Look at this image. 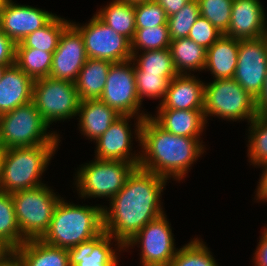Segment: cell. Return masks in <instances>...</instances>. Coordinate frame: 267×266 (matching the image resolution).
<instances>
[{
  "label": "cell",
  "instance_id": "6da1fadb",
  "mask_svg": "<svg viewBox=\"0 0 267 266\" xmlns=\"http://www.w3.org/2000/svg\"><path fill=\"white\" fill-rule=\"evenodd\" d=\"M167 180L138 166L109 207L103 206V230L114 238L117 248H124L148 222L165 213L160 197Z\"/></svg>",
  "mask_w": 267,
  "mask_h": 266
},
{
  "label": "cell",
  "instance_id": "7a4b0ae2",
  "mask_svg": "<svg viewBox=\"0 0 267 266\" xmlns=\"http://www.w3.org/2000/svg\"><path fill=\"white\" fill-rule=\"evenodd\" d=\"M200 138L177 136L160 127L151 116L140 128V161L138 166L166 179L180 181L194 162L205 152ZM189 169V170H188Z\"/></svg>",
  "mask_w": 267,
  "mask_h": 266
},
{
  "label": "cell",
  "instance_id": "3957f363",
  "mask_svg": "<svg viewBox=\"0 0 267 266\" xmlns=\"http://www.w3.org/2000/svg\"><path fill=\"white\" fill-rule=\"evenodd\" d=\"M103 231V206H81L61 198L42 241L70 249Z\"/></svg>",
  "mask_w": 267,
  "mask_h": 266
},
{
  "label": "cell",
  "instance_id": "277c9868",
  "mask_svg": "<svg viewBox=\"0 0 267 266\" xmlns=\"http://www.w3.org/2000/svg\"><path fill=\"white\" fill-rule=\"evenodd\" d=\"M59 145L5 149L0 190L13 193L43 185L40 180Z\"/></svg>",
  "mask_w": 267,
  "mask_h": 266
},
{
  "label": "cell",
  "instance_id": "5b68a950",
  "mask_svg": "<svg viewBox=\"0 0 267 266\" xmlns=\"http://www.w3.org/2000/svg\"><path fill=\"white\" fill-rule=\"evenodd\" d=\"M44 121L33 101L0 115V147L2 149L59 145L60 135L47 132Z\"/></svg>",
  "mask_w": 267,
  "mask_h": 266
},
{
  "label": "cell",
  "instance_id": "8992f818",
  "mask_svg": "<svg viewBox=\"0 0 267 266\" xmlns=\"http://www.w3.org/2000/svg\"><path fill=\"white\" fill-rule=\"evenodd\" d=\"M41 186L11 193L17 224L25 240L41 239L50 226L60 195Z\"/></svg>",
  "mask_w": 267,
  "mask_h": 266
},
{
  "label": "cell",
  "instance_id": "52a82bcc",
  "mask_svg": "<svg viewBox=\"0 0 267 266\" xmlns=\"http://www.w3.org/2000/svg\"><path fill=\"white\" fill-rule=\"evenodd\" d=\"M204 117L209 116L223 120L252 121L257 115L256 99L240 84L231 79H215L204 87Z\"/></svg>",
  "mask_w": 267,
  "mask_h": 266
},
{
  "label": "cell",
  "instance_id": "ba28073f",
  "mask_svg": "<svg viewBox=\"0 0 267 266\" xmlns=\"http://www.w3.org/2000/svg\"><path fill=\"white\" fill-rule=\"evenodd\" d=\"M138 164L125 161L94 159L81 165L75 184L81 198H109L110 201L125 185Z\"/></svg>",
  "mask_w": 267,
  "mask_h": 266
},
{
  "label": "cell",
  "instance_id": "9c48e42d",
  "mask_svg": "<svg viewBox=\"0 0 267 266\" xmlns=\"http://www.w3.org/2000/svg\"><path fill=\"white\" fill-rule=\"evenodd\" d=\"M32 101L49 126L76 117L80 103L75 83L50 76L34 80Z\"/></svg>",
  "mask_w": 267,
  "mask_h": 266
},
{
  "label": "cell",
  "instance_id": "30bf717a",
  "mask_svg": "<svg viewBox=\"0 0 267 266\" xmlns=\"http://www.w3.org/2000/svg\"><path fill=\"white\" fill-rule=\"evenodd\" d=\"M165 213L148 222L130 241L124 246L133 248L141 246L140 263L142 266H169L175 254L179 250L175 248V239L171 224Z\"/></svg>",
  "mask_w": 267,
  "mask_h": 266
},
{
  "label": "cell",
  "instance_id": "8fae6325",
  "mask_svg": "<svg viewBox=\"0 0 267 266\" xmlns=\"http://www.w3.org/2000/svg\"><path fill=\"white\" fill-rule=\"evenodd\" d=\"M83 37L87 58L110 61L112 63L130 60L131 41L117 33L94 15L88 23L71 22Z\"/></svg>",
  "mask_w": 267,
  "mask_h": 266
},
{
  "label": "cell",
  "instance_id": "7c38bea8",
  "mask_svg": "<svg viewBox=\"0 0 267 266\" xmlns=\"http://www.w3.org/2000/svg\"><path fill=\"white\" fill-rule=\"evenodd\" d=\"M99 100L114 108L120 115H133L141 118L149 116L143 110V114L139 113L142 103L136 90L134 62L131 59L111 64Z\"/></svg>",
  "mask_w": 267,
  "mask_h": 266
},
{
  "label": "cell",
  "instance_id": "4fadbf2b",
  "mask_svg": "<svg viewBox=\"0 0 267 266\" xmlns=\"http://www.w3.org/2000/svg\"><path fill=\"white\" fill-rule=\"evenodd\" d=\"M133 117H137L134 123L136 126L134 132L136 133V141H139L140 145V128L144 118L133 115H121L119 116L104 132L96 142L95 158L99 160L110 161H125L132 164H139L140 155L138 153L131 152L133 140V133L131 131L130 120ZM130 119V120H129ZM132 144V145H131Z\"/></svg>",
  "mask_w": 267,
  "mask_h": 266
},
{
  "label": "cell",
  "instance_id": "5bb4252c",
  "mask_svg": "<svg viewBox=\"0 0 267 266\" xmlns=\"http://www.w3.org/2000/svg\"><path fill=\"white\" fill-rule=\"evenodd\" d=\"M267 71V35L239 40L238 61L233 77L255 99L262 93Z\"/></svg>",
  "mask_w": 267,
  "mask_h": 266
},
{
  "label": "cell",
  "instance_id": "9a60e30c",
  "mask_svg": "<svg viewBox=\"0 0 267 266\" xmlns=\"http://www.w3.org/2000/svg\"><path fill=\"white\" fill-rule=\"evenodd\" d=\"M87 60L84 40L79 30L70 22L62 31L57 49L53 52L49 76L75 83Z\"/></svg>",
  "mask_w": 267,
  "mask_h": 266
},
{
  "label": "cell",
  "instance_id": "2e32d148",
  "mask_svg": "<svg viewBox=\"0 0 267 266\" xmlns=\"http://www.w3.org/2000/svg\"><path fill=\"white\" fill-rule=\"evenodd\" d=\"M56 14L10 0L0 10V30L15 43L45 26Z\"/></svg>",
  "mask_w": 267,
  "mask_h": 266
},
{
  "label": "cell",
  "instance_id": "e0dca14e",
  "mask_svg": "<svg viewBox=\"0 0 267 266\" xmlns=\"http://www.w3.org/2000/svg\"><path fill=\"white\" fill-rule=\"evenodd\" d=\"M259 0H233L230 25L224 33L238 40L258 39L267 35V21Z\"/></svg>",
  "mask_w": 267,
  "mask_h": 266
},
{
  "label": "cell",
  "instance_id": "ac0fdd59",
  "mask_svg": "<svg viewBox=\"0 0 267 266\" xmlns=\"http://www.w3.org/2000/svg\"><path fill=\"white\" fill-rule=\"evenodd\" d=\"M204 87L194 74H178L170 81L158 109L203 110Z\"/></svg>",
  "mask_w": 267,
  "mask_h": 266
},
{
  "label": "cell",
  "instance_id": "d6986e66",
  "mask_svg": "<svg viewBox=\"0 0 267 266\" xmlns=\"http://www.w3.org/2000/svg\"><path fill=\"white\" fill-rule=\"evenodd\" d=\"M112 239L103 230L94 238L68 249L69 266H117L119 256L116 251H124V248L113 249Z\"/></svg>",
  "mask_w": 267,
  "mask_h": 266
},
{
  "label": "cell",
  "instance_id": "ffe728a7",
  "mask_svg": "<svg viewBox=\"0 0 267 266\" xmlns=\"http://www.w3.org/2000/svg\"><path fill=\"white\" fill-rule=\"evenodd\" d=\"M33 82L16 64L8 66L0 80V115L31 102Z\"/></svg>",
  "mask_w": 267,
  "mask_h": 266
},
{
  "label": "cell",
  "instance_id": "44dd1931",
  "mask_svg": "<svg viewBox=\"0 0 267 266\" xmlns=\"http://www.w3.org/2000/svg\"><path fill=\"white\" fill-rule=\"evenodd\" d=\"M151 118L166 131L177 136L201 138L206 129L203 110L158 109Z\"/></svg>",
  "mask_w": 267,
  "mask_h": 266
},
{
  "label": "cell",
  "instance_id": "7402d4cb",
  "mask_svg": "<svg viewBox=\"0 0 267 266\" xmlns=\"http://www.w3.org/2000/svg\"><path fill=\"white\" fill-rule=\"evenodd\" d=\"M81 135L95 142L121 116L114 108L99 99L82 100L77 112Z\"/></svg>",
  "mask_w": 267,
  "mask_h": 266
},
{
  "label": "cell",
  "instance_id": "603a6c76",
  "mask_svg": "<svg viewBox=\"0 0 267 266\" xmlns=\"http://www.w3.org/2000/svg\"><path fill=\"white\" fill-rule=\"evenodd\" d=\"M239 40L223 34L206 50V64L215 79H231L235 75L238 61Z\"/></svg>",
  "mask_w": 267,
  "mask_h": 266
},
{
  "label": "cell",
  "instance_id": "cb8c5ba5",
  "mask_svg": "<svg viewBox=\"0 0 267 266\" xmlns=\"http://www.w3.org/2000/svg\"><path fill=\"white\" fill-rule=\"evenodd\" d=\"M13 252L20 266H69L67 249L50 245L41 239L26 240Z\"/></svg>",
  "mask_w": 267,
  "mask_h": 266
},
{
  "label": "cell",
  "instance_id": "d4e9b609",
  "mask_svg": "<svg viewBox=\"0 0 267 266\" xmlns=\"http://www.w3.org/2000/svg\"><path fill=\"white\" fill-rule=\"evenodd\" d=\"M111 64L110 61L87 58L75 81L80 101L100 98Z\"/></svg>",
  "mask_w": 267,
  "mask_h": 266
},
{
  "label": "cell",
  "instance_id": "484cf974",
  "mask_svg": "<svg viewBox=\"0 0 267 266\" xmlns=\"http://www.w3.org/2000/svg\"><path fill=\"white\" fill-rule=\"evenodd\" d=\"M169 50L178 74L190 75L192 71L204 70L206 49L188 37L171 40Z\"/></svg>",
  "mask_w": 267,
  "mask_h": 266
},
{
  "label": "cell",
  "instance_id": "4316f807",
  "mask_svg": "<svg viewBox=\"0 0 267 266\" xmlns=\"http://www.w3.org/2000/svg\"><path fill=\"white\" fill-rule=\"evenodd\" d=\"M102 22L130 41L136 31L134 4L121 0H112L95 14Z\"/></svg>",
  "mask_w": 267,
  "mask_h": 266
},
{
  "label": "cell",
  "instance_id": "83f0119b",
  "mask_svg": "<svg viewBox=\"0 0 267 266\" xmlns=\"http://www.w3.org/2000/svg\"><path fill=\"white\" fill-rule=\"evenodd\" d=\"M71 21L55 15L45 26L37 29L16 43V48H35L49 53L57 49L63 29Z\"/></svg>",
  "mask_w": 267,
  "mask_h": 266
},
{
  "label": "cell",
  "instance_id": "f1b7e54d",
  "mask_svg": "<svg viewBox=\"0 0 267 266\" xmlns=\"http://www.w3.org/2000/svg\"><path fill=\"white\" fill-rule=\"evenodd\" d=\"M0 241L11 251L19 248L26 240L23 238L15 216L11 193L0 190Z\"/></svg>",
  "mask_w": 267,
  "mask_h": 266
},
{
  "label": "cell",
  "instance_id": "f546056e",
  "mask_svg": "<svg viewBox=\"0 0 267 266\" xmlns=\"http://www.w3.org/2000/svg\"><path fill=\"white\" fill-rule=\"evenodd\" d=\"M138 53V51L132 53L131 57L134 71H143L145 74L178 75L169 48Z\"/></svg>",
  "mask_w": 267,
  "mask_h": 266
},
{
  "label": "cell",
  "instance_id": "4dcf8cb0",
  "mask_svg": "<svg viewBox=\"0 0 267 266\" xmlns=\"http://www.w3.org/2000/svg\"><path fill=\"white\" fill-rule=\"evenodd\" d=\"M53 53L35 48H16L15 64L33 80L48 77Z\"/></svg>",
  "mask_w": 267,
  "mask_h": 266
},
{
  "label": "cell",
  "instance_id": "1f68e13d",
  "mask_svg": "<svg viewBox=\"0 0 267 266\" xmlns=\"http://www.w3.org/2000/svg\"><path fill=\"white\" fill-rule=\"evenodd\" d=\"M248 158L254 166L267 164V116L257 115L249 122Z\"/></svg>",
  "mask_w": 267,
  "mask_h": 266
},
{
  "label": "cell",
  "instance_id": "d6a6232c",
  "mask_svg": "<svg viewBox=\"0 0 267 266\" xmlns=\"http://www.w3.org/2000/svg\"><path fill=\"white\" fill-rule=\"evenodd\" d=\"M209 248L200 238H193L175 254L169 266H218Z\"/></svg>",
  "mask_w": 267,
  "mask_h": 266
},
{
  "label": "cell",
  "instance_id": "836d02e7",
  "mask_svg": "<svg viewBox=\"0 0 267 266\" xmlns=\"http://www.w3.org/2000/svg\"><path fill=\"white\" fill-rule=\"evenodd\" d=\"M171 37L169 34L168 24L136 29L133 39L131 40V51L136 53L137 50H157L169 48Z\"/></svg>",
  "mask_w": 267,
  "mask_h": 266
},
{
  "label": "cell",
  "instance_id": "e575fe53",
  "mask_svg": "<svg viewBox=\"0 0 267 266\" xmlns=\"http://www.w3.org/2000/svg\"><path fill=\"white\" fill-rule=\"evenodd\" d=\"M136 90L140 102L144 97L164 100L170 81L177 75L145 74L143 71H134Z\"/></svg>",
  "mask_w": 267,
  "mask_h": 266
},
{
  "label": "cell",
  "instance_id": "d590c367",
  "mask_svg": "<svg viewBox=\"0 0 267 266\" xmlns=\"http://www.w3.org/2000/svg\"><path fill=\"white\" fill-rule=\"evenodd\" d=\"M199 16L198 1L190 0L181 10L168 17L167 24L171 40L187 38Z\"/></svg>",
  "mask_w": 267,
  "mask_h": 266
},
{
  "label": "cell",
  "instance_id": "8d00e7d4",
  "mask_svg": "<svg viewBox=\"0 0 267 266\" xmlns=\"http://www.w3.org/2000/svg\"><path fill=\"white\" fill-rule=\"evenodd\" d=\"M200 15L208 19L222 34L230 25L233 0H197Z\"/></svg>",
  "mask_w": 267,
  "mask_h": 266
},
{
  "label": "cell",
  "instance_id": "74e56055",
  "mask_svg": "<svg viewBox=\"0 0 267 266\" xmlns=\"http://www.w3.org/2000/svg\"><path fill=\"white\" fill-rule=\"evenodd\" d=\"M136 29L167 24L168 17L164 9L155 1L149 0L134 4Z\"/></svg>",
  "mask_w": 267,
  "mask_h": 266
},
{
  "label": "cell",
  "instance_id": "f35d334b",
  "mask_svg": "<svg viewBox=\"0 0 267 266\" xmlns=\"http://www.w3.org/2000/svg\"><path fill=\"white\" fill-rule=\"evenodd\" d=\"M222 35L208 19L200 15L192 26L188 38L207 50Z\"/></svg>",
  "mask_w": 267,
  "mask_h": 266
},
{
  "label": "cell",
  "instance_id": "ab89813d",
  "mask_svg": "<svg viewBox=\"0 0 267 266\" xmlns=\"http://www.w3.org/2000/svg\"><path fill=\"white\" fill-rule=\"evenodd\" d=\"M16 43L0 30V65L15 64Z\"/></svg>",
  "mask_w": 267,
  "mask_h": 266
},
{
  "label": "cell",
  "instance_id": "60d3db41",
  "mask_svg": "<svg viewBox=\"0 0 267 266\" xmlns=\"http://www.w3.org/2000/svg\"><path fill=\"white\" fill-rule=\"evenodd\" d=\"M261 232L262 236L260 237L258 246L254 253V265L255 266H267V228L263 229Z\"/></svg>",
  "mask_w": 267,
  "mask_h": 266
},
{
  "label": "cell",
  "instance_id": "b9f144b4",
  "mask_svg": "<svg viewBox=\"0 0 267 266\" xmlns=\"http://www.w3.org/2000/svg\"><path fill=\"white\" fill-rule=\"evenodd\" d=\"M170 17L181 10L190 0H155Z\"/></svg>",
  "mask_w": 267,
  "mask_h": 266
},
{
  "label": "cell",
  "instance_id": "7bdbcfd3",
  "mask_svg": "<svg viewBox=\"0 0 267 266\" xmlns=\"http://www.w3.org/2000/svg\"><path fill=\"white\" fill-rule=\"evenodd\" d=\"M264 167V168H263ZM262 175L256 191V200L267 202V164L261 165Z\"/></svg>",
  "mask_w": 267,
  "mask_h": 266
},
{
  "label": "cell",
  "instance_id": "ee69618b",
  "mask_svg": "<svg viewBox=\"0 0 267 266\" xmlns=\"http://www.w3.org/2000/svg\"><path fill=\"white\" fill-rule=\"evenodd\" d=\"M256 106L258 115H265L267 116V71L264 80V85L262 88V93L256 99Z\"/></svg>",
  "mask_w": 267,
  "mask_h": 266
},
{
  "label": "cell",
  "instance_id": "f6af8a7d",
  "mask_svg": "<svg viewBox=\"0 0 267 266\" xmlns=\"http://www.w3.org/2000/svg\"><path fill=\"white\" fill-rule=\"evenodd\" d=\"M0 266H20L19 261L13 251L0 261Z\"/></svg>",
  "mask_w": 267,
  "mask_h": 266
},
{
  "label": "cell",
  "instance_id": "bcb514c9",
  "mask_svg": "<svg viewBox=\"0 0 267 266\" xmlns=\"http://www.w3.org/2000/svg\"><path fill=\"white\" fill-rule=\"evenodd\" d=\"M10 252L11 250L0 241V261L4 259Z\"/></svg>",
  "mask_w": 267,
  "mask_h": 266
},
{
  "label": "cell",
  "instance_id": "7dc6e473",
  "mask_svg": "<svg viewBox=\"0 0 267 266\" xmlns=\"http://www.w3.org/2000/svg\"><path fill=\"white\" fill-rule=\"evenodd\" d=\"M3 155H4V149L0 147V182H1V174H2Z\"/></svg>",
  "mask_w": 267,
  "mask_h": 266
},
{
  "label": "cell",
  "instance_id": "c3c4849f",
  "mask_svg": "<svg viewBox=\"0 0 267 266\" xmlns=\"http://www.w3.org/2000/svg\"><path fill=\"white\" fill-rule=\"evenodd\" d=\"M121 1L129 2L131 4H136V3L145 2L149 0H121Z\"/></svg>",
  "mask_w": 267,
  "mask_h": 266
},
{
  "label": "cell",
  "instance_id": "681fc988",
  "mask_svg": "<svg viewBox=\"0 0 267 266\" xmlns=\"http://www.w3.org/2000/svg\"><path fill=\"white\" fill-rule=\"evenodd\" d=\"M7 67H8V66L0 65V80H1L2 75H3V73H4V71H5V69H6Z\"/></svg>",
  "mask_w": 267,
  "mask_h": 266
},
{
  "label": "cell",
  "instance_id": "f907efd6",
  "mask_svg": "<svg viewBox=\"0 0 267 266\" xmlns=\"http://www.w3.org/2000/svg\"><path fill=\"white\" fill-rule=\"evenodd\" d=\"M10 0H0V10L9 2Z\"/></svg>",
  "mask_w": 267,
  "mask_h": 266
}]
</instances>
